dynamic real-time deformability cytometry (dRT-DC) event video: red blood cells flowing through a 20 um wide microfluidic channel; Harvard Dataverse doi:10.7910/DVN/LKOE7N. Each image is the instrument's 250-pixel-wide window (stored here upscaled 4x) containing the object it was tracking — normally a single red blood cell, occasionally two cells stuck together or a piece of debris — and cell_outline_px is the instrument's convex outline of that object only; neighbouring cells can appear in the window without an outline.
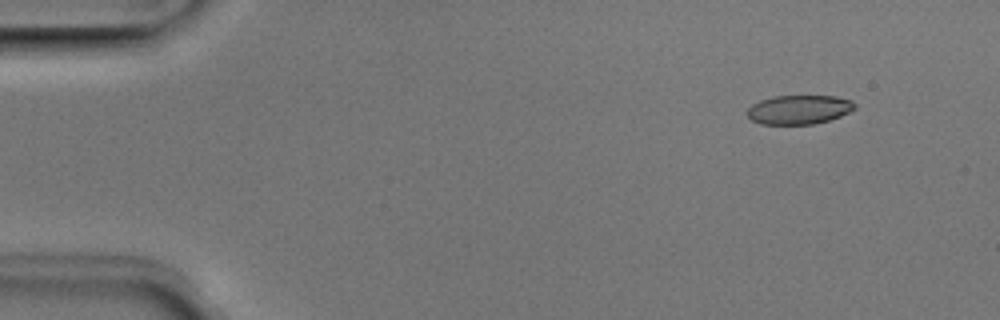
{"species": "Egyptian fruit bat (a non-hibernating species)", "species_latin": "Rousettus aegyptiacus", "temperature_condition": "room temperature", "stored_images_in_passage": 46, "camera_frame_rate_fps": 3000, "um_per_image_px": 0.085, "animal": {"sex": "male"}, "frame": {"image": 1, "passage_image": 1, "time_ms": 0.0, "image_size_px": [1000, 320], "cell_outline_px": [[856, 108], [840, 116], [828, 120], [812, 124], [760, 124], [752, 120], [748, 116], [748, 108], [752, 104], [760, 100], [776, 96], [836, 96], [852, 100], [856, 104]], "centroid_in_image_um": [67.93, 9.31], "position_along_channel_um": 17.1, "area_um2": 18.15}}
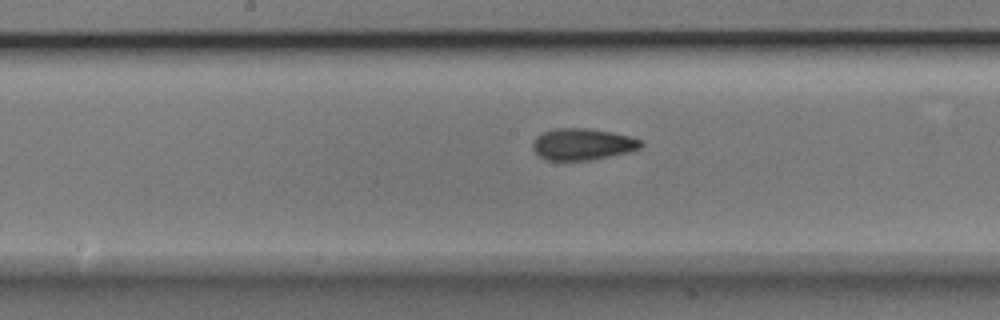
{"frame": {"image": 2, "passage_image": 22, "time_ms": 7.0, "image_size_px": [1000, 320], "cell_outline_px": [[644, 144], [640, 148], [628, 152], [588, 160], [548, 160], [540, 156], [532, 148], [532, 144], [536, 136], [544, 132], [556, 128], [588, 128], [612, 132], [644, 140]], "centroid_in_image_um": [49.53, 12.25], "position_along_channel_um": 198.7, "area_um2": 19.83}}
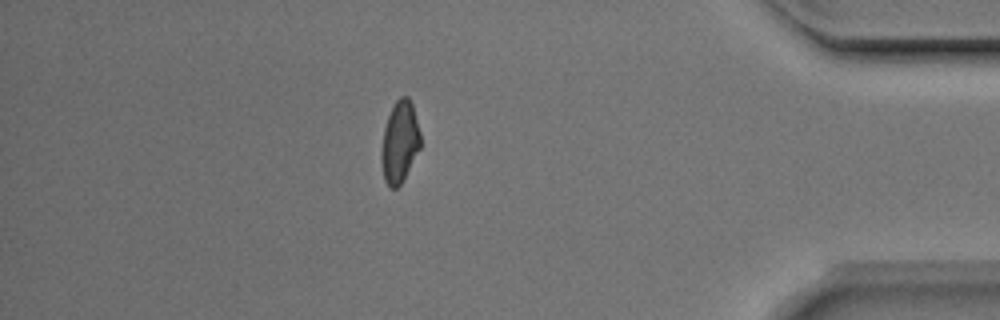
{"frame": {"image": 3, "passage_image": 40, "time_ms": 13.0, "image_size_px": [1000, 320], "cell_outline_px": [[420, 148], [400, 184], [396, 188], [388, 188], [384, 180], [380, 160], [380, 152], [384, 128], [388, 116], [396, 100], [400, 96], [408, 96], [412, 104], [420, 132]], "centroid_in_image_um": [33.95, 12.08], "position_along_channel_um": 401.3, "area_um2": 18.55}, "authors_computed_cell_mechanics": {"area_um2": 19.2474, "velocity_mm_per_s": 4.0336, "shape_relaxation_time_tau1_ms": 5.6202, "shape_relaxation_time_tau2_ms": 2.5866, "deformation_change_tau1": 0.145, "deformation_change_tau2": 0.0905}}